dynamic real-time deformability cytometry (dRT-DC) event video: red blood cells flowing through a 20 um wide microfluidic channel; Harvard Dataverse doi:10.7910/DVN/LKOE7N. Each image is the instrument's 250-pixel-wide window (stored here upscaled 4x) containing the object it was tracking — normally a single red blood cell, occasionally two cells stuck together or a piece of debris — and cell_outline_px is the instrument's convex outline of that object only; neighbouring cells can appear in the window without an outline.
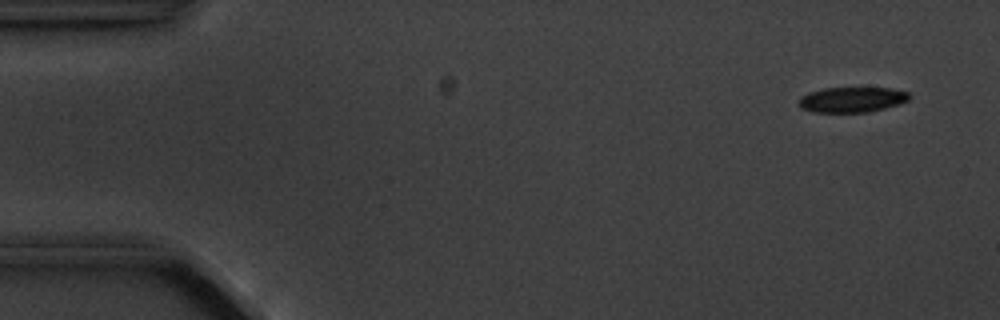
{"species": "common noctule bat (a hibernating species)", "species_latin": "Nyctalus noctula", "temperature_condition": "cold", "stored_images_in_passage": 4, "camera_frame_rate_fps": 3000, "um_per_image_px": 0.085, "animal": {"sex": "male", "body_mass_g": 20.1, "forearm_length_mm": 53.5}, "frame": {"image": 1, "passage_image": 1, "time_ms": 0.0, "image_size_px": [1000, 320], "cell_outline_px": [[912, 96], [908, 100], [900, 104], [868, 112], [812, 112], [800, 108], [800, 96], [808, 92], [824, 88], [892, 88], [908, 92]], "centroid_in_image_um": [72.43, 8.46], "position_along_channel_um": 12.6, "area_um2": 16.36}}